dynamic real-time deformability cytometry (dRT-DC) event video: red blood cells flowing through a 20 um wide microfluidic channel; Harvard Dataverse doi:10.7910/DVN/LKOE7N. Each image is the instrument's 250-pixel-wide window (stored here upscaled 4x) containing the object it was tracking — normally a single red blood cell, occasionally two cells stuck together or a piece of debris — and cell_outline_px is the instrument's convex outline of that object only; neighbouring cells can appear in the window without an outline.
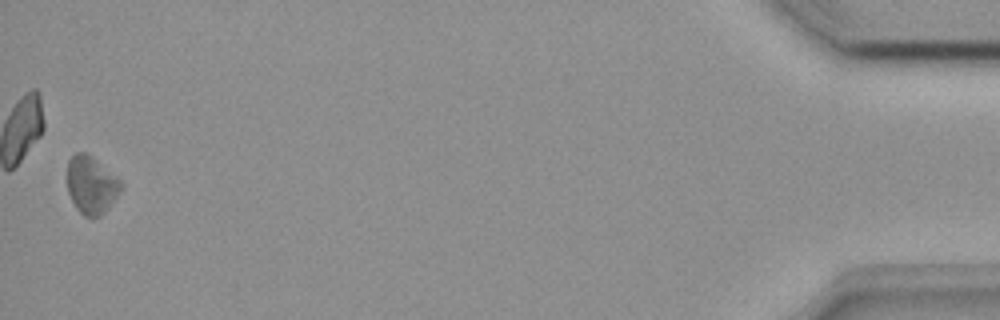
{"species": "common noctule bat (a hibernating species)", "species_latin": "Nyctalus noctula", "temperature_condition": "room temperature", "stored_images_in_passage": 46, "camera_frame_rate_fps": 3000, "um_per_image_px": 0.085, "animal": {"sex": "female", "body_mass_g": 18.4}, "frame": {"image": 1, "passage_image": 46, "time_ms": 15.0, "image_size_px": [1000, 320], "cell_outline_px": [[120, 192], [108, 208], [100, 216], [92, 220], [84, 216], [76, 208], [68, 192], [68, 160], [76, 152], [84, 152], [92, 156], [120, 180]], "centroid_in_image_um": [7.74, 15.75], "position_along_channel_um": 427.5, "area_um2": 17.92}}